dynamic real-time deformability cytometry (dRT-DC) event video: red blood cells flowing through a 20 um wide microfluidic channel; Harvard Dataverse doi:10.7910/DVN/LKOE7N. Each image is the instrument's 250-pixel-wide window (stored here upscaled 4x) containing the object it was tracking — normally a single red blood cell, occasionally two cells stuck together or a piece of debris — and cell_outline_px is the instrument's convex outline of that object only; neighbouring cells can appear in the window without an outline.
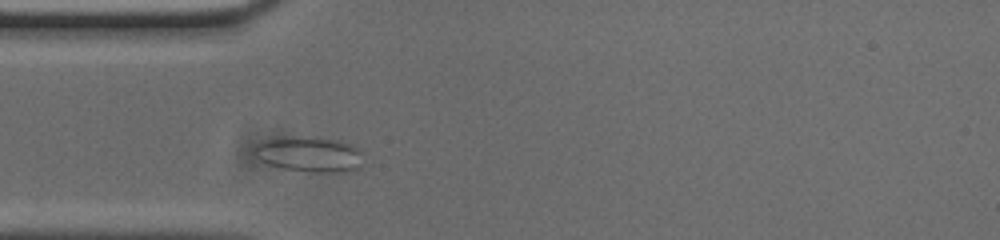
{"species": "common noctule bat (a hibernating species)", "species_latin": "Nyctalus noctula", "temperature_condition": "cold", "stored_images_in_passage": 46, "camera_frame_rate_fps": 3000, "um_per_image_px": 0.085, "animal": {"sex": "male", "body_mass_g": 20.0, "forearm_length_mm": 53.3}, "frame": {"image": 1, "passage_image": 7, "time_ms": 2.0, "image_size_px": [1000, 240], "cell_outline_px": [[360, 168], [340, 172], [308, 172], [284, 168], [268, 164], [260, 160], [256, 152], [256, 144], [264, 140], [336, 140], [348, 144], [356, 148], [360, 152]], "centroid_in_image_um": [26.32, 13.19], "position_along_channel_um": 58.7, "area_um2": 20.75}}
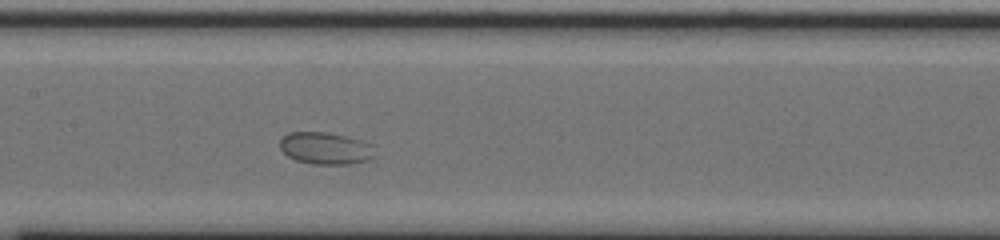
{"frame": {"image": 2, "passage_image": 17, "time_ms": 5.333, "image_size_px": [1000, 240], "cell_outline_px": [[376, 144], [372, 156], [368, 160], [352, 164], [312, 164], [296, 160], [288, 156], [280, 148], [280, 140], [288, 132], [328, 132]], "centroid_in_image_um": [27.69, 12.6], "position_along_channel_um": 179.7, "area_um2": 17.8}}
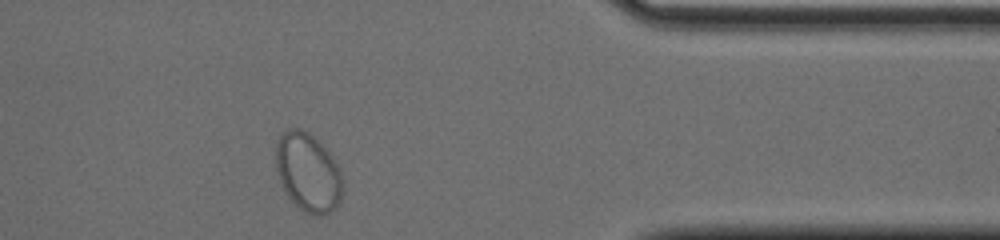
{"frame": {"image": 3, "passage_image": 36, "time_ms": 11.667, "image_size_px": [1000, 240], "cell_outline_px": [[344, 192], [340, 204], [336, 208], [320, 216], [316, 216], [304, 212], [288, 196], [280, 180], [276, 168], [276, 144], [280, 136], [288, 128], [300, 128], [308, 132], [332, 156], [340, 168], [344, 180]], "centroid_in_image_um": [26.23, 14.68], "position_along_channel_um": 385.2, "area_um2": 30.81}}